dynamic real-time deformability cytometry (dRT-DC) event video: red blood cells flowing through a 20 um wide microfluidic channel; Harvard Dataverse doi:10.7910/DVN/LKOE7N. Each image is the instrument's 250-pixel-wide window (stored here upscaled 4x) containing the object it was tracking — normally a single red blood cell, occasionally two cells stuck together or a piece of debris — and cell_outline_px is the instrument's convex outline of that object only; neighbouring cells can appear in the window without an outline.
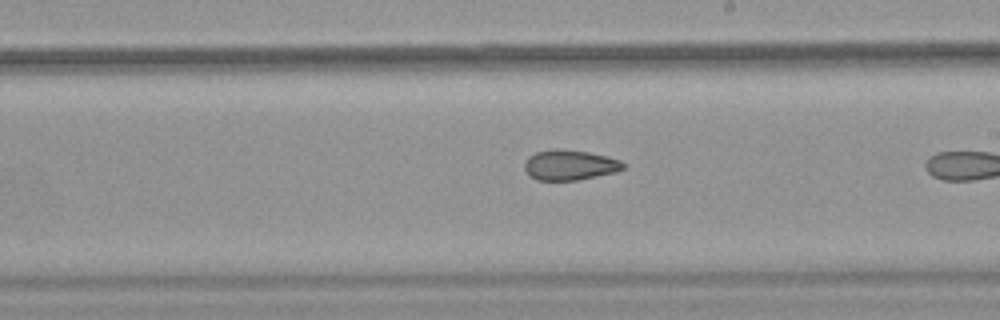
{"species": "common noctule bat (a hibernating species)", "species_latin": "Nyctalus noctula", "temperature_condition": "warm", "stored_images_in_passage": 27, "camera_frame_rate_fps": 3000, "um_per_image_px": 0.085, "animal": {"sex": "female", "body_mass_g": 18.4}, "frame": {"image": 1, "passage_image": 16, "time_ms": 5.0, "image_size_px": [1000, 320], "cell_outline_px": [[628, 164], [624, 168], [616, 172], [576, 180], [536, 180], [528, 176], [524, 168], [524, 164], [528, 156], [536, 152], [552, 148], [560, 148], [588, 152], [608, 156], [620, 160]], "centroid_in_image_um": [48.42, 14.01], "position_along_channel_um": 240.6, "area_um2": 17.69}}